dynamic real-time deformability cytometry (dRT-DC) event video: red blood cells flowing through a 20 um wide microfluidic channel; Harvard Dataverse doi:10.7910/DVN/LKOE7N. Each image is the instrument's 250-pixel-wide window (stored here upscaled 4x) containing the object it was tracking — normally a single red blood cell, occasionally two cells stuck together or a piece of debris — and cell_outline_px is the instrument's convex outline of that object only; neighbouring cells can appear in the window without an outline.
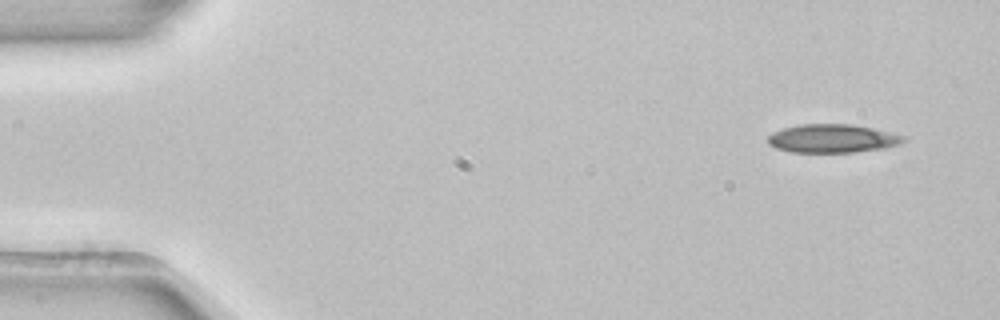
{"species": "common noctule bat (a hibernating species)", "species_latin": "Nyctalus noctula", "temperature_condition": "room temperature", "stored_images_in_passage": 49, "camera_frame_rate_fps": 3000, "um_per_image_px": 0.085, "animal": {"sex": "female", "body_mass_g": 22.7, "forearm_length_mm": 54.2}, "frame": {"image": 1, "passage_image": 1, "time_ms": 0.0, "image_size_px": [1000, 320], "cell_outline_px": [[908, 140], [900, 144], [884, 148], [852, 152], [792, 152], [776, 148], [768, 144], [768, 136], [772, 132], [784, 128], [800, 124], [852, 124], [872, 128], [904, 136]], "centroid_in_image_um": [70.75, 11.77], "position_along_channel_um": 14.3, "area_um2": 22.43}}
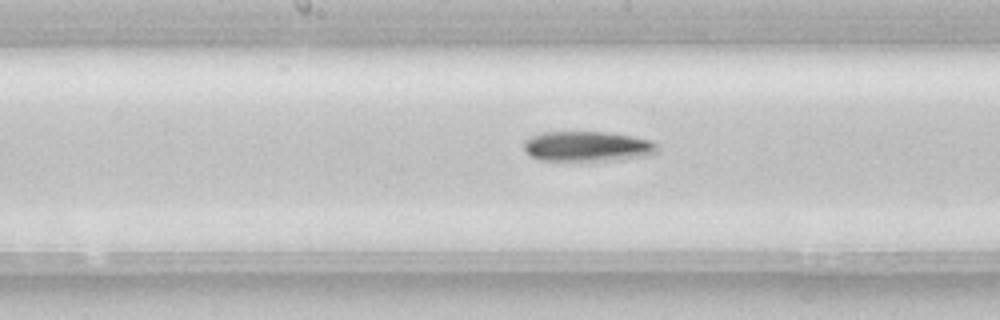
{"frame": {"image": 2, "passage_image": 24, "time_ms": 7.667, "image_size_px": [1000, 320], "cell_outline_px": [[656, 152], [648, 156], [612, 160], [540, 160], [532, 156], [524, 148], [524, 140], [532, 136], [544, 132], [604, 132], [652, 140], [656, 144]], "centroid_in_image_um": [49.92, 12.44], "position_along_channel_um": 198.3, "area_um2": 23.06}}
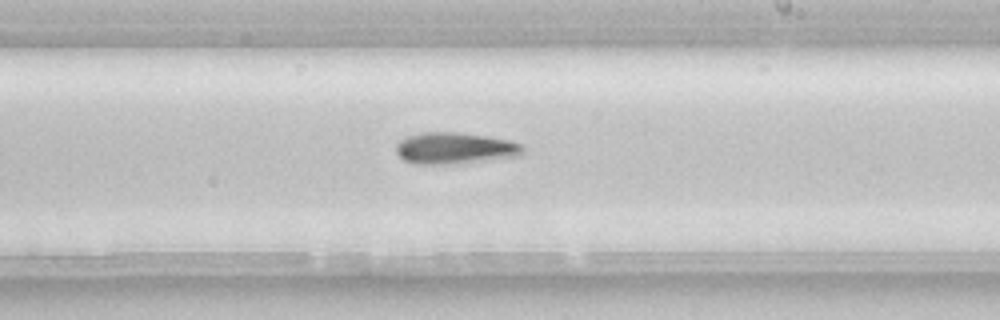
{"frame": {"image": 3, "passage_image": 28, "time_ms": 9.0, "image_size_px": [1000, 320], "cell_outline_px": [[524, 152], [516, 156], [460, 164], [416, 164], [404, 160], [396, 152], [396, 144], [400, 140], [408, 136], [420, 132], [456, 132], [488, 136], [512, 140], [520, 144], [524, 148]], "centroid_in_image_um": [38.66, 12.6], "position_along_channel_um": 250.3, "area_um2": 23.47}}